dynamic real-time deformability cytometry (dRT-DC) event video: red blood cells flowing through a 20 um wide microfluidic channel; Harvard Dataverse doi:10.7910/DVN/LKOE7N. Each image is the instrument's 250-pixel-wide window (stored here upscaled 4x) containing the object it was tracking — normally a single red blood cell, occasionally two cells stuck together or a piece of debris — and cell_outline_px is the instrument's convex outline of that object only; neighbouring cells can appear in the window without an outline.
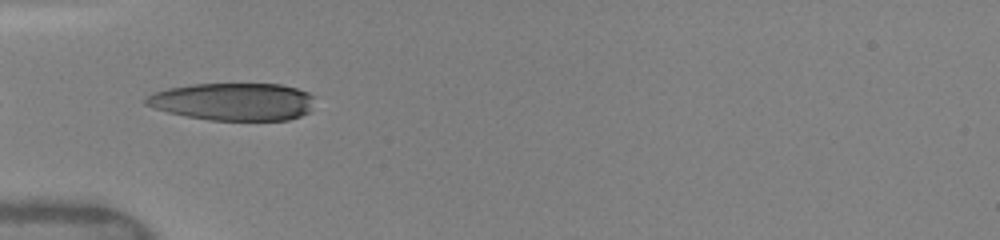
{"species": "human", "species_latin": "Homo sapiens", "temperature_condition": "warm", "stored_images_in_passage": 5, "camera_frame_rate_fps": 3000, "um_per_image_px": 0.085, "donor": {"sex": "female"}, "frame": {"image": 1, "passage_image": 1, "time_ms": 0.0, "image_size_px": [1000, 240], "cell_outline_px": [[316, 96], [308, 112], [300, 116], [288, 120], [212, 120], [188, 116], [168, 112], [144, 104], [144, 100], [152, 92], [168, 88], [192, 84], [280, 84], [296, 88], [308, 92]], "centroid_in_image_um": [19.84, 8.63], "position_along_channel_um": 65.2, "area_um2": 36.93}}